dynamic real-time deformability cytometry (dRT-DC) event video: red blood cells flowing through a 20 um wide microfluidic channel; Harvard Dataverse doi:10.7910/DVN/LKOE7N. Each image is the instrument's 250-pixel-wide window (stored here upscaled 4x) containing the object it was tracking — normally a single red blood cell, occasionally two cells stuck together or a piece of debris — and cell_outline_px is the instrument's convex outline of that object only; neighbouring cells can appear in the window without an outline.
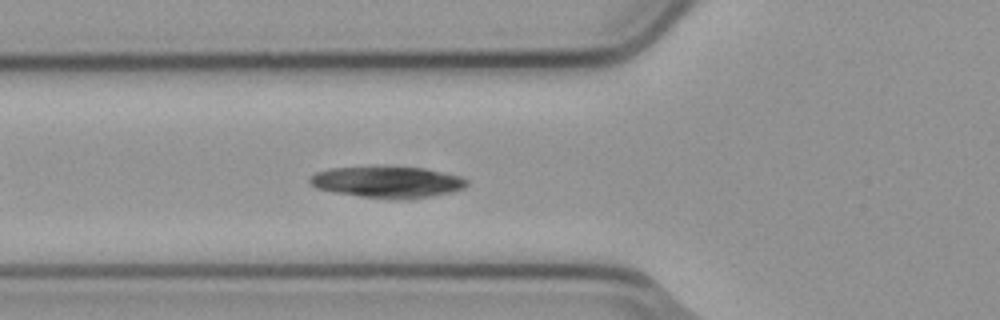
{"species": "common noctule bat (a hibernating species)", "species_latin": "Nyctalus noctula", "temperature_condition": "cold", "stored_images_in_passage": 35, "camera_frame_rate_fps": 3000, "um_per_image_px": 0.085, "animal": {"sex": "male", "body_mass_g": 23.1, "forearm_length_mm": 52.7}, "frame": {"image": 1, "passage_image": 3, "time_ms": 0.667, "image_size_px": [1000, 320], "cell_outline_px": [[468, 184], [464, 188], [452, 192], [432, 196], [400, 200], [388, 200], [360, 196], [336, 192], [316, 188], [308, 180], [316, 172], [332, 168], [376, 164], [380, 164], [424, 168], [460, 176], [468, 180]], "centroid_in_image_um": [32.94, 15.44], "position_along_channel_um": 92.9, "area_um2": 29.65}}
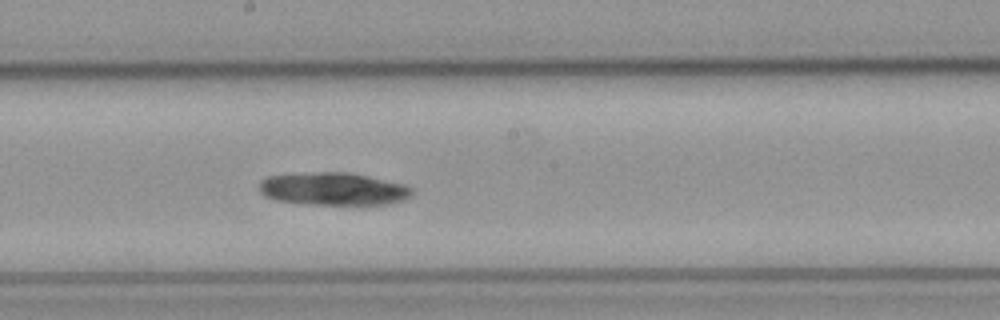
{"frame": {"image": 2, "passage_image": 13, "time_ms": 4.0, "image_size_px": [1000, 320], "cell_outline_px": [[416, 192], [412, 196], [404, 200], [388, 204], [308, 204], [276, 200], [264, 196], [260, 192], [260, 180], [268, 176], [316, 172], [348, 172], [368, 176], [404, 184], [416, 188]], "centroid_in_image_um": [28.39, 16.06], "position_along_channel_um": 219.8, "area_um2": 29.3}}
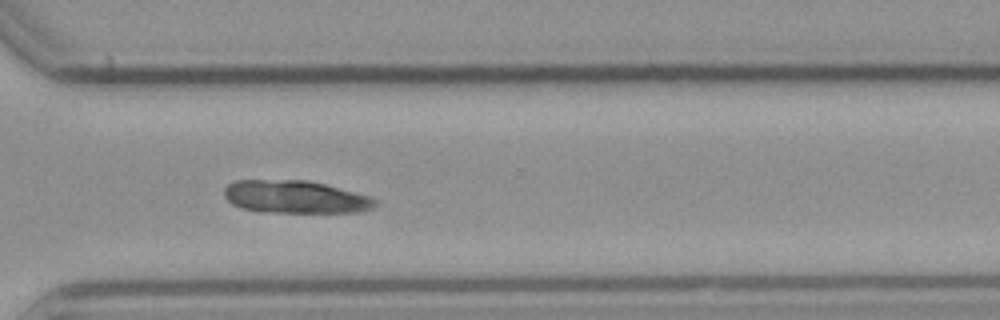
{"frame": {"image": 3, "passage_image": 23, "time_ms": 7.333, "image_size_px": [1000, 320], "cell_outline_px": [[376, 204], [372, 208], [360, 212], [260, 212], [240, 208], [232, 204], [224, 196], [224, 188], [228, 184], [236, 180], [308, 180], [372, 196], [376, 200]], "centroid_in_image_um": [25.08, 16.74], "position_along_channel_um": 345.5, "area_um2": 28.96}}